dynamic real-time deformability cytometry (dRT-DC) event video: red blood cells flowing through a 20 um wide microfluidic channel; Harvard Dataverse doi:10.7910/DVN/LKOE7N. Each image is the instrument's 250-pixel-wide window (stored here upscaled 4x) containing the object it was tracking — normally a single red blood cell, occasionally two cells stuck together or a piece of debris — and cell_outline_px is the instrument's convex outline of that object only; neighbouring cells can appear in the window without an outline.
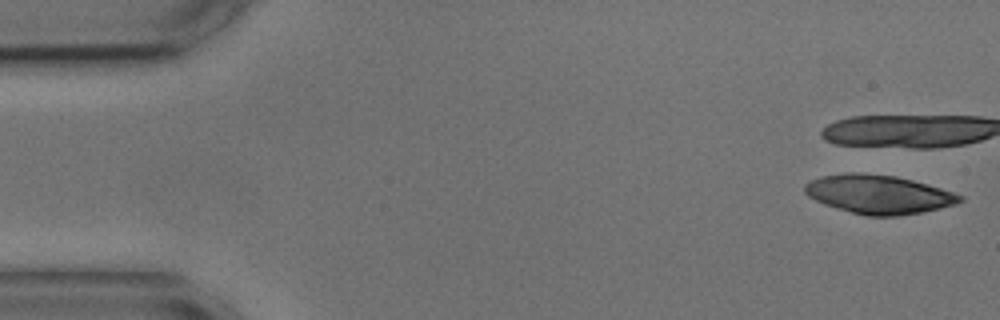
{"species": "common noctule bat (a hibernating species)", "species_latin": "Nyctalus noctula", "temperature_condition": "cold", "stored_images_in_passage": 15, "camera_frame_rate_fps": 3000, "um_per_image_px": 0.085, "animal": {"sex": "male", "body_mass_g": 17.9, "forearm_length_mm": 54.2}, "frame": {"image": 1, "passage_image": 1, "time_ms": 0.0, "image_size_px": [1000, 320], "cell_outline_px": [[964, 200], [956, 204], [940, 208], [920, 212], [896, 216], [868, 216], [852, 212], [824, 204], [808, 196], [804, 192], [804, 184], [812, 180], [824, 176], [844, 172], [860, 172], [896, 176], [912, 180], [940, 188], [964, 196]], "centroid_in_image_um": [74.68, 16.51], "position_along_channel_um": 10.3, "area_um2": 34.85}}